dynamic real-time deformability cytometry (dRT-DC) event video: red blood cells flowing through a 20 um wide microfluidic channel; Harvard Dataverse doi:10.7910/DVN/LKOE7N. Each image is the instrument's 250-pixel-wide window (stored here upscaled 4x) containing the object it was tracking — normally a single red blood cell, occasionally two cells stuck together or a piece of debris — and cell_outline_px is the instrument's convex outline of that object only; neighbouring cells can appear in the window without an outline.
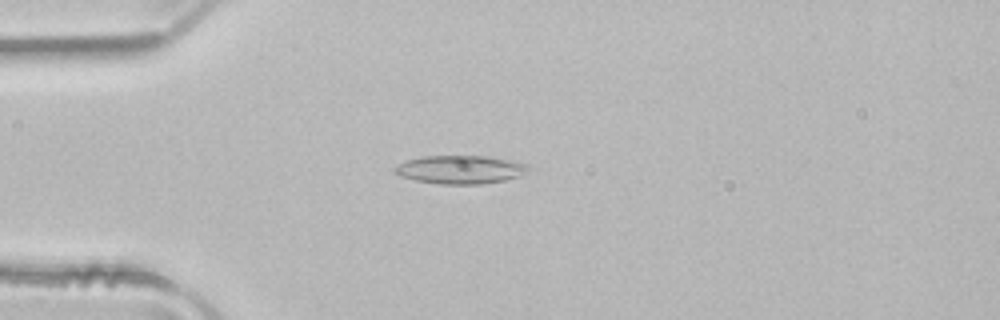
{"species": "common noctule bat (a hibernating species)", "species_latin": "Nyctalus noctula", "temperature_condition": "room temperature", "stored_images_in_passage": 50, "camera_frame_rate_fps": 3000, "um_per_image_px": 0.085, "animal": {"sex": "male", "body_mass_g": 21.5, "forearm_length_mm": 52.0}, "frame": {"image": 1, "passage_image": 13, "time_ms": 4.0, "image_size_px": [1000, 320], "cell_outline_px": [[528, 168], [520, 176], [504, 180], [480, 184], [440, 184], [416, 180], [400, 176], [392, 172], [392, 168], [408, 160], [420, 156], [488, 156], [528, 164]], "centroid_in_image_um": [39.08, 14.41], "position_along_channel_um": 45.9, "area_um2": 21.91}}
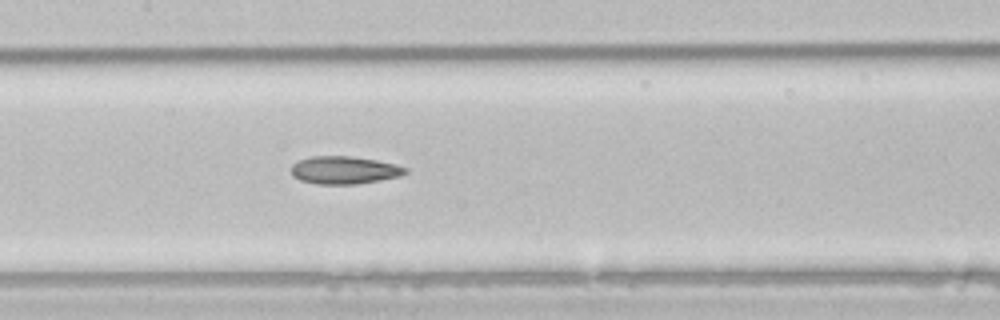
{"frame": {"image": 2, "passage_image": 24, "time_ms": 7.667, "image_size_px": [1000, 320], "cell_outline_px": [[408, 172], [400, 176], [356, 184], [316, 184], [300, 180], [292, 176], [292, 164], [300, 160], [312, 156], [352, 156], [376, 160], [408, 168]], "centroid_in_image_um": [29.24, 14.46], "position_along_channel_um": 178.2, "area_um2": 18.32}}
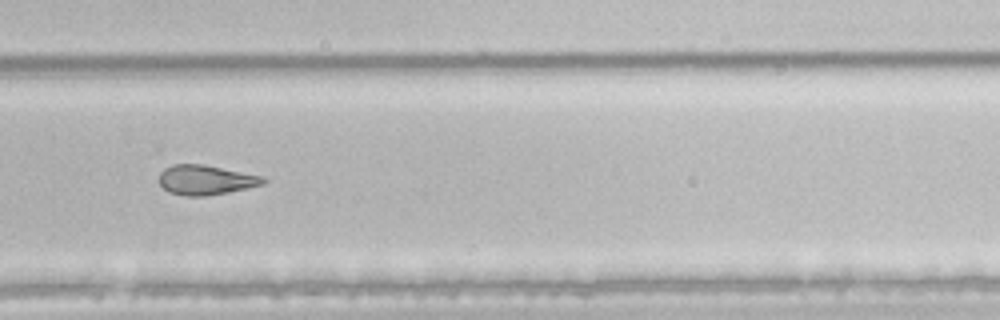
{"frame": {"image": 3, "passage_image": 34, "time_ms": 11.0, "image_size_px": [1000, 320], "cell_outline_px": [[268, 180], [264, 184], [248, 188], [228, 192], [204, 196], [188, 196], [168, 192], [160, 184], [160, 172], [164, 168], [172, 164], [204, 164], [264, 176]], "centroid_in_image_um": [17.52, 15.28], "position_along_channel_um": 312.3, "area_um2": 18.15}, "authors_computed_cell_mechanics": {"area_um2": 20.808, "velocity_mm_per_s": 4.061, "shape_relaxation_time_tau1_ms": null, "shape_relaxation_time_tau2_ms": 3.2112, "deformation_change_tau1": null, "deformation_change_tau2": 0.1189}}